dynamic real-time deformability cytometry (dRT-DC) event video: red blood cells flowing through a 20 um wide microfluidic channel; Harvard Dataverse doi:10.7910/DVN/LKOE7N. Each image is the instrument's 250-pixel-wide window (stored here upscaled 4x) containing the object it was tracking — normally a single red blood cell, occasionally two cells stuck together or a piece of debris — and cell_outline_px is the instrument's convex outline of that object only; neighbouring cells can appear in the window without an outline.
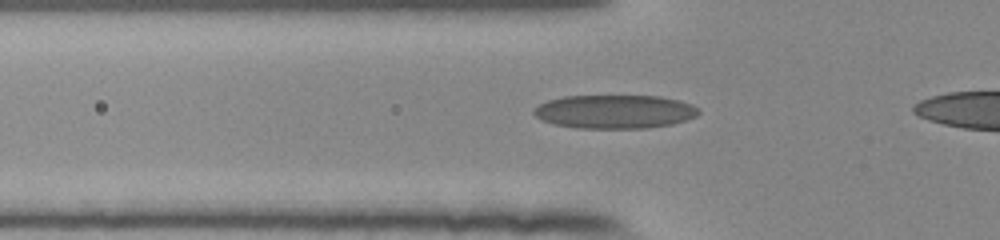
{"species": "human", "species_latin": "Homo sapiens", "temperature_condition": "room temperature", "stored_images_in_passage": 41, "camera_frame_rate_fps": 3000, "um_per_image_px": 0.085, "donor": {"sex": "female"}, "frame": {"image": 1, "passage_image": 13, "time_ms": 4.0, "image_size_px": [1000, 240], "cell_outline_px": [[700, 112], [696, 116], [672, 124], [648, 128], [576, 128], [552, 124], [540, 120], [532, 112], [532, 108], [548, 100], [564, 96], [660, 96], [680, 100], [692, 104]], "centroid_in_image_um": [52.21, 9.49], "position_along_channel_um": 73.6, "area_um2": 32.48}}
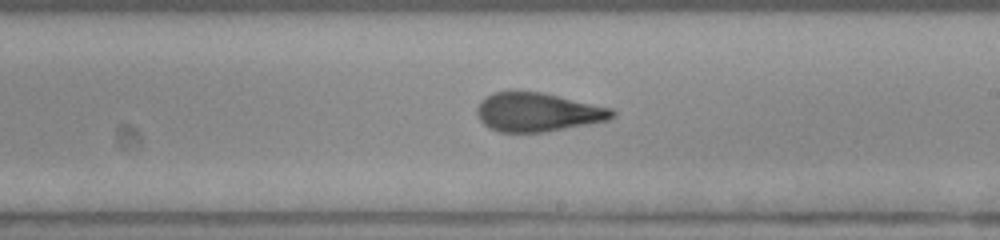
{"frame": {"image": 2, "passage_image": 26, "time_ms": 8.333, "image_size_px": [1000, 240], "cell_outline_px": [[616, 116], [608, 120], [588, 124], [544, 132], [496, 132], [488, 128], [480, 120], [476, 112], [476, 108], [480, 100], [492, 92], [540, 92], [612, 108], [616, 112]], "centroid_in_image_um": [45.68, 9.54], "position_along_channel_um": 243.3, "area_um2": 30.52}}
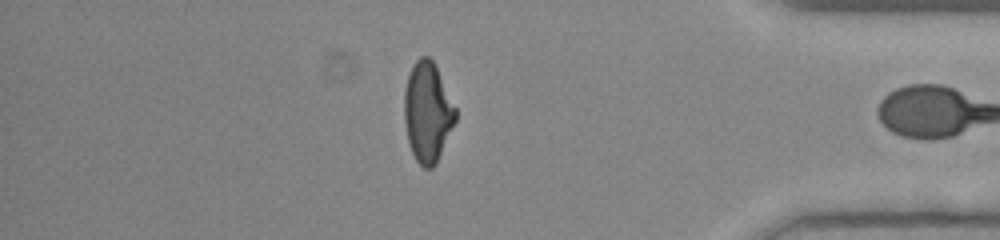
{"frame": {"image": 3, "passage_image": 40, "time_ms": 13.0, "image_size_px": [1000, 240], "cell_outline_px": [[456, 120], [436, 164], [432, 168], [424, 168], [416, 160], [408, 144], [404, 120], [404, 92], [408, 76], [412, 64], [420, 56], [428, 56], [432, 60], [456, 108]], "centroid_in_image_um": [36.32, 9.54], "position_along_channel_um": 398.9, "area_um2": 29.71}, "authors_computed_cell_mechanics": {"area_um2": 31.212, "velocity_mm_per_s": 3.9199, "shape_relaxation_time_tau1_ms": 5.8931, "shape_relaxation_time_tau2_ms": 1.1066, "deformation_change_tau1": 0.2021, "deformation_change_tau2": 0.0854}}